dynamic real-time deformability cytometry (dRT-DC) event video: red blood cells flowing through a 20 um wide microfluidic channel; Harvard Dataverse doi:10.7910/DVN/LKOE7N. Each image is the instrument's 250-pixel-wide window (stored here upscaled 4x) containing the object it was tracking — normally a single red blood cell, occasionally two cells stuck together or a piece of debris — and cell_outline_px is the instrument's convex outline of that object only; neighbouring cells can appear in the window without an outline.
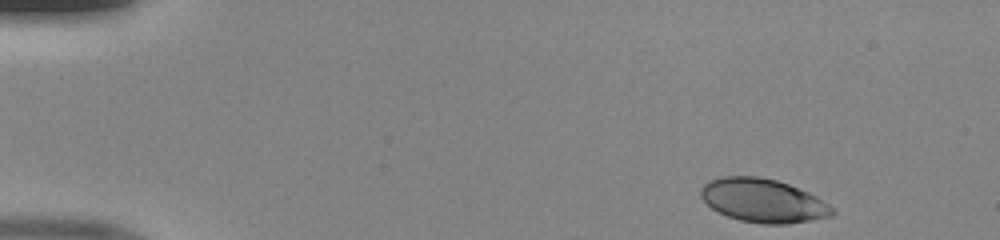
{"species": "human", "species_latin": "Homo sapiens", "temperature_condition": "room temperature", "stored_images_in_passage": 45, "camera_frame_rate_fps": 3000, "um_per_image_px": 0.085, "donor": {"sex": "male"}, "frame": {"image": 1, "passage_image": 1, "time_ms": 0.0, "image_size_px": [1000, 240], "cell_outline_px": [[836, 212], [832, 216], [788, 224], [764, 224], [740, 220], [728, 216], [712, 208], [700, 196], [700, 188], [708, 180], [720, 176], [760, 176], [776, 180], [788, 184], [808, 192], [816, 196], [828, 204]], "centroid_in_image_um": [64.85, 17.04], "position_along_channel_um": 20.2, "area_um2": 33.35}}
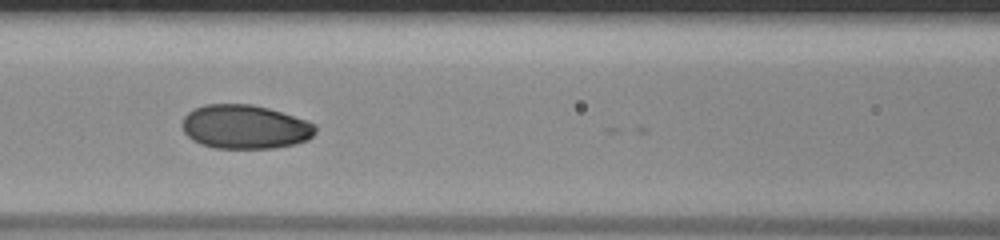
{"frame": {"image": 2, "passage_image": 18, "time_ms": 5.667, "image_size_px": [1000, 240], "cell_outline_px": [[316, 132], [308, 140], [296, 144], [276, 148], [216, 148], [200, 144], [192, 140], [184, 132], [184, 116], [192, 108], [204, 104], [252, 104], [268, 108], [316, 124]], "centroid_in_image_um": [20.82, 10.79], "position_along_channel_um": 145.8, "area_um2": 34.16}}
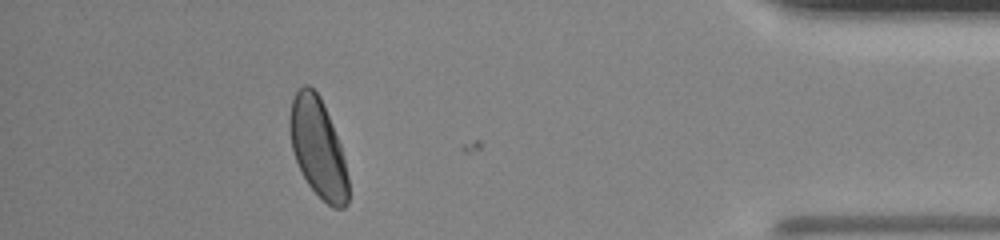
{"frame": {"image": 3, "passage_image": 40, "time_ms": 13.0, "image_size_px": [1000, 240], "cell_outline_px": [[348, 204], [344, 208], [332, 208], [308, 184], [296, 160], [292, 148], [288, 124], [288, 116], [292, 100], [296, 92], [304, 84], [308, 84], [320, 96], [340, 144], [348, 176]], "centroid_in_image_um": [27.02, 12.55], "position_along_channel_um": 408.2, "area_um2": 33.47}}